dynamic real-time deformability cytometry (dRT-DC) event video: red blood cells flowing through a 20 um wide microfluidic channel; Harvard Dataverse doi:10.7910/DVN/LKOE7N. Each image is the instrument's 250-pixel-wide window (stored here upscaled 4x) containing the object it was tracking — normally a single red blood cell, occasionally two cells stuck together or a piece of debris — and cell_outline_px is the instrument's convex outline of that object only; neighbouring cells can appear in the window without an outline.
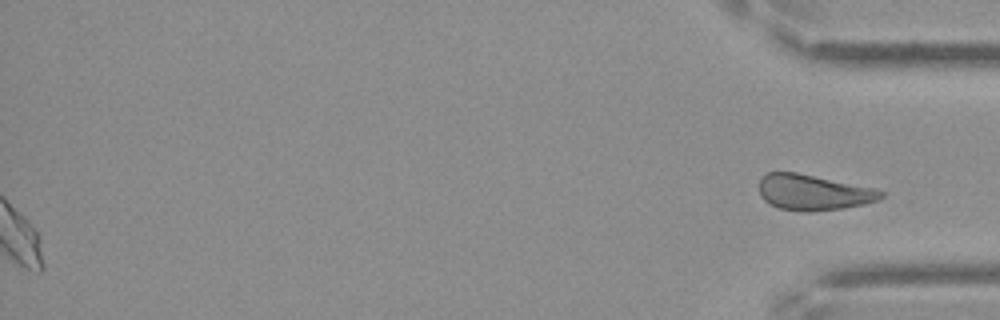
{"species": "Egyptian fruit bat (a non-hibernating species)", "species_latin": "Rousettus aegyptiacus", "temperature_condition": "cold", "stored_images_in_passage": 55, "segment_of_instrument_passage": [2, 2], "camera_frame_rate_fps": 3000, "um_per_image_px": 0.085, "frame": {"image": 1, "passage_image": 55, "time_ms": 18.0, "image_size_px": [1000, 320], "cell_outline_px": [[884, 196], [876, 200], [864, 204], [844, 208], [812, 212], [808, 212], [776, 208], [768, 204], [760, 196], [760, 176], [768, 172], [796, 172], [876, 188], [884, 192]], "centroid_in_image_um": [69.11, 16.36], "position_along_channel_um": 366.1, "area_um2": 25.55}}